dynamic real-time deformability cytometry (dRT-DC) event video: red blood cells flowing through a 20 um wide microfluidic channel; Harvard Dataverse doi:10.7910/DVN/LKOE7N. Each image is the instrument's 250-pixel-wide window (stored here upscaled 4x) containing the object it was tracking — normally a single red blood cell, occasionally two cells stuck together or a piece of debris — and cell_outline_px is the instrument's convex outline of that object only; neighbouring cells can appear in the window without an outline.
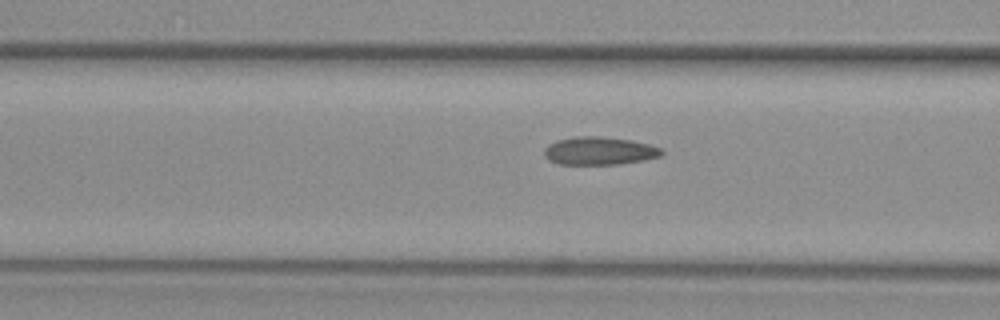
{"species": "common noctule bat (a hibernating species)", "species_latin": "Nyctalus noctula", "temperature_condition": "warm", "stored_images_in_passage": 15, "camera_frame_rate_fps": 3000, "um_per_image_px": 0.085, "animal": {"sex": "female", "body_mass_g": 29.2, "forearm_length_mm": 56.3}, "frame": {"image": 1, "passage_image": 13, "time_ms": 4.0, "image_size_px": [1000, 320], "cell_outline_px": [[664, 152], [660, 156], [644, 160], [620, 164], [556, 164], [548, 160], [544, 156], [544, 148], [548, 144], [556, 140], [576, 136], [600, 136], [632, 140], [648, 144], [660, 148]], "centroid_in_image_um": [50.9, 12.82], "position_along_channel_um": 115.7, "area_um2": 19.31}}